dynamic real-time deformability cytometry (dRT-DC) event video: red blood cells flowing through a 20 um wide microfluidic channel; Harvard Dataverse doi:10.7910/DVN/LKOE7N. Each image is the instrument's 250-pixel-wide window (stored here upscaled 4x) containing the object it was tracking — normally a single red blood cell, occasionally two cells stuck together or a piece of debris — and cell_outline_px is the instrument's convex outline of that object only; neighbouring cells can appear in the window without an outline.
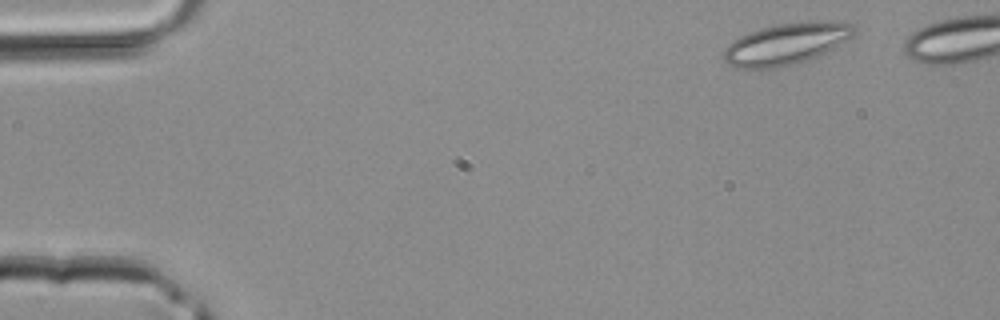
{"species": "common noctule bat (a hibernating species)", "species_latin": "Nyctalus noctula", "temperature_condition": "room temperature", "stored_images_in_passage": 36, "camera_frame_rate_fps": 3000, "um_per_image_px": 0.085, "animal": {"sex": "male", "body_mass_g": 20.4}, "frame": {"image": 1, "passage_image": 2, "time_ms": 0.333, "image_size_px": [1000, 320], "cell_outline_px": [[856, 32], [848, 40], [808, 60], [792, 64], [772, 68], [736, 68], [728, 64], [724, 60], [724, 52], [728, 44], [740, 36], [760, 28], [780, 24], [812, 20], [816, 20], [852, 24], [856, 28]], "centroid_in_image_um": [66.83, 3.72], "position_along_channel_um": 18.2, "area_um2": 31.15}}
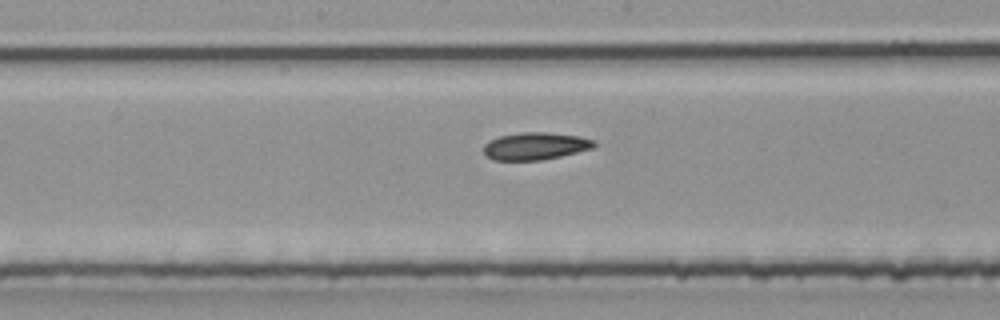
{"frame": {"image": 2, "passage_image": 20, "time_ms": 6.333, "image_size_px": [1000, 320], "cell_outline_px": [[596, 144], [592, 148], [560, 156], [540, 160], [492, 160], [484, 152], [484, 144], [488, 140], [500, 136], [520, 132], [548, 132], [580, 136], [596, 140]], "centroid_in_image_um": [45.5, 12.4], "position_along_channel_um": 202.7, "area_um2": 17.63}}
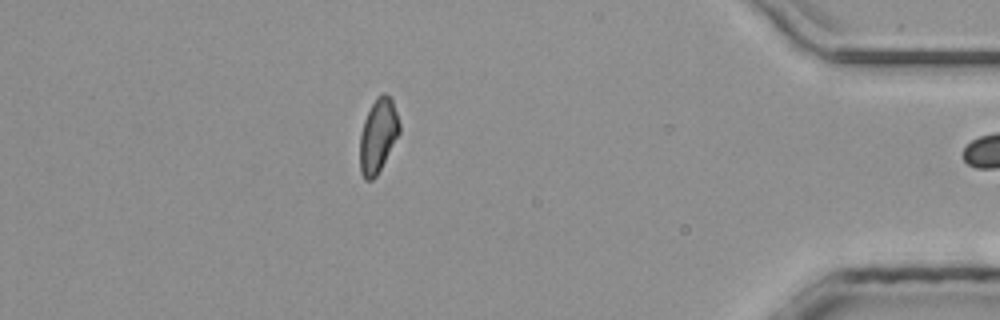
{"frame": {"image": 3, "passage_image": 35, "time_ms": 11.333, "image_size_px": [1000, 320], "cell_outline_px": [[400, 132], [376, 176], [372, 180], [364, 180], [360, 172], [360, 136], [364, 120], [376, 96], [380, 92], [384, 92], [392, 100], [400, 124]], "centroid_in_image_um": [32.12, 11.52], "position_along_channel_um": 403.1, "area_um2": 16.88}}